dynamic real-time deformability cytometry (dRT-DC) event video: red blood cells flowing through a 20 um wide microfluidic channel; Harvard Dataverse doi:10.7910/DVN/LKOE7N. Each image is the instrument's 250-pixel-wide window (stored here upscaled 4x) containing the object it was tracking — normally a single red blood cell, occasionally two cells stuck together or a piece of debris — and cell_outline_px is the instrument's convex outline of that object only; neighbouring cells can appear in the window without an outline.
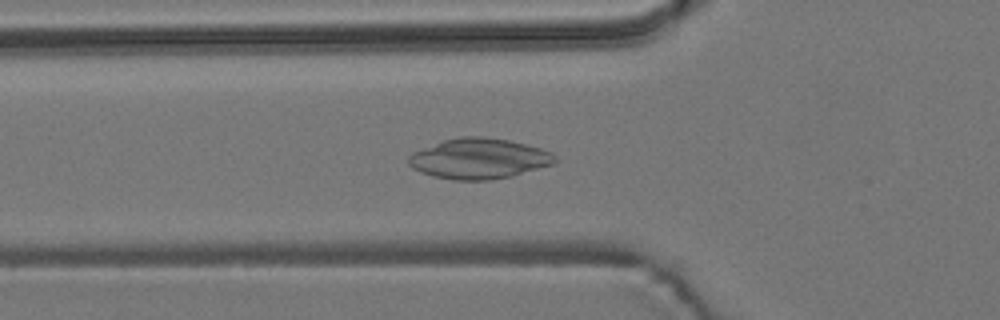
{"species": "common noctule bat (a hibernating species)", "species_latin": "Nyctalus noctula", "temperature_condition": "room temperature", "stored_images_in_passage": 32, "camera_frame_rate_fps": 3000, "um_per_image_px": 0.085, "animal": {"sex": "male", "body_mass_g": 19.2, "forearm_length_mm": 51.8}, "frame": {"image": 1, "passage_image": 13, "time_ms": 4.0, "image_size_px": [1000, 320], "cell_outline_px": [[556, 160], [552, 164], [512, 176], [492, 180], [452, 180], [432, 176], [420, 172], [412, 168], [408, 164], [408, 156], [412, 152], [444, 140], [460, 136], [480, 136], [508, 140], [540, 148], [552, 152], [556, 156]], "centroid_in_image_um": [40.68, 13.49], "position_along_channel_um": 85.1, "area_um2": 34.51}}
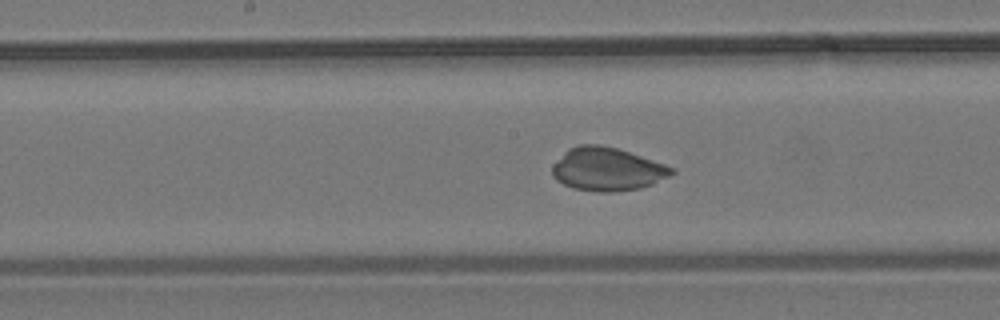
{"frame": {"image": 2, "passage_image": 22, "time_ms": 7.0, "image_size_px": [1000, 320], "cell_outline_px": [[676, 172], [652, 184], [640, 188], [612, 192], [600, 192], [572, 188], [556, 180], [552, 176], [552, 164], [568, 148], [580, 144], [600, 144], [616, 148], [664, 164], [672, 168]], "centroid_in_image_um": [51.56, 14.38], "position_along_channel_um": 196.6, "area_um2": 29.94}}
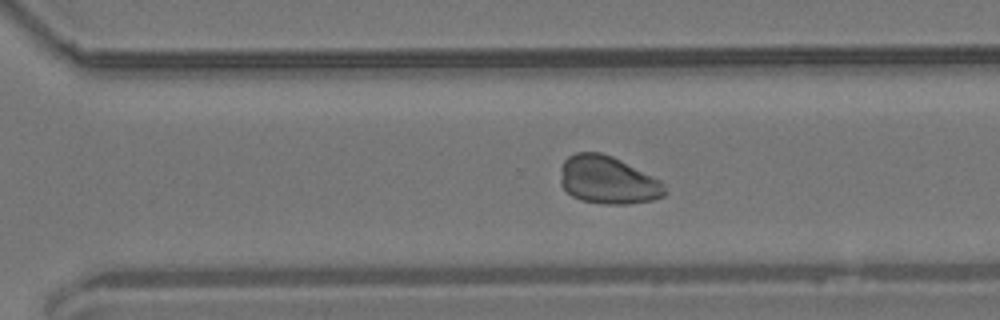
{"frame": {"image": 3, "passage_image": 32, "time_ms": 10.333, "image_size_px": [1000, 320], "cell_outline_px": [[668, 192], [664, 196], [652, 200], [628, 204], [604, 204], [580, 200], [572, 196], [560, 184], [560, 168], [564, 160], [568, 156], [576, 152], [600, 152], [612, 156], [660, 180], [664, 184]], "centroid_in_image_um": [51.65, 15.31], "position_along_channel_um": 318.9, "area_um2": 29.25}}